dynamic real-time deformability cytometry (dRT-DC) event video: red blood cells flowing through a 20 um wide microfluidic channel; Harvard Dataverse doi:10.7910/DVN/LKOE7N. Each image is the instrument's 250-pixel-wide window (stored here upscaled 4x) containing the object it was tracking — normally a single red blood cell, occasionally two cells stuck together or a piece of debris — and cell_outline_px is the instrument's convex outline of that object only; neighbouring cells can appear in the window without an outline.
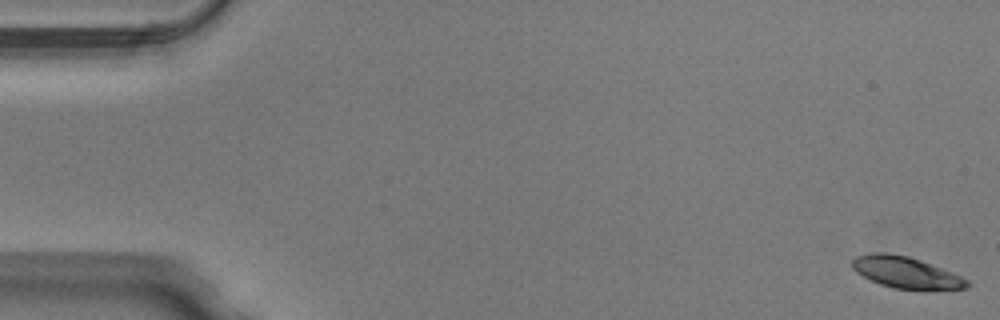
{"species": "Egyptian fruit bat (a non-hibernating species)", "species_latin": "Rousettus aegyptiacus", "temperature_condition": "warm", "stored_images_in_passage": 15, "camera_frame_rate_fps": 3000, "um_per_image_px": 0.085, "animal": {"sex": "male"}, "frame": {"image": 1, "passage_image": 1, "time_ms": 0.0, "image_size_px": [1000, 320], "cell_outline_px": [[972, 284], [968, 288], [892, 288], [880, 284], [856, 272], [852, 268], [852, 260], [856, 256], [872, 252], [884, 252], [908, 256], [920, 260], [952, 272], [968, 280]], "centroid_in_image_um": [76.97, 23.13], "position_along_channel_um": 8.0, "area_um2": 20.58}}